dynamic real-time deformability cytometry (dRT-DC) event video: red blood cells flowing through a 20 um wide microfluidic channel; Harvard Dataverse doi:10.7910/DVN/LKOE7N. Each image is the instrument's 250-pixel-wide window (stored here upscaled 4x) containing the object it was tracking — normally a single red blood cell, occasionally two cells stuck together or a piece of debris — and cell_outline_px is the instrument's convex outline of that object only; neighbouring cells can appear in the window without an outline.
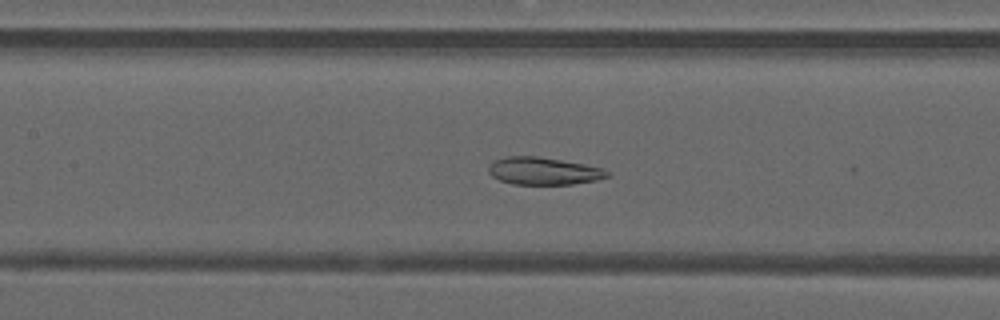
{"species": "common noctule bat (a hibernating species)", "species_latin": "Nyctalus noctula", "temperature_condition": "warm", "stored_images_in_passage": 49, "camera_frame_rate_fps": 3000, "um_per_image_px": 0.085, "animal": {"sex": "male", "forearm_length_mm": 52.5}, "frame": {"image": 1, "passage_image": 22, "time_ms": 7.0, "image_size_px": [1000, 320], "cell_outline_px": [[612, 176], [596, 180], [572, 184], [512, 184], [500, 180], [492, 176], [488, 172], [488, 164], [496, 160], [508, 156], [536, 156], [584, 164], [600, 168], [612, 172]], "centroid_in_image_um": [46.21, 14.54], "position_along_channel_um": 161.2, "area_um2": 18.96}}
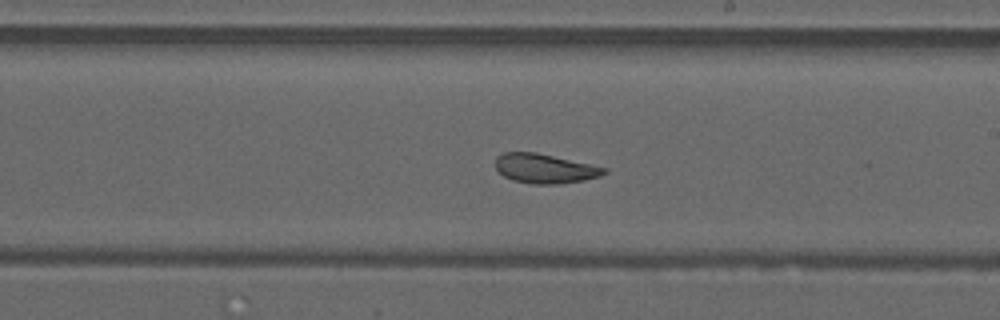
{"frame": {"image": 2, "passage_image": 28, "time_ms": 9.0, "image_size_px": [1000, 320], "cell_outline_px": [[608, 172], [600, 176], [584, 180], [556, 184], [532, 184], [512, 180], [504, 176], [496, 168], [496, 156], [504, 152], [536, 152], [592, 164], [608, 168]], "centroid_in_image_um": [46.33, 14.32], "position_along_channel_um": 242.7, "area_um2": 18.73}}
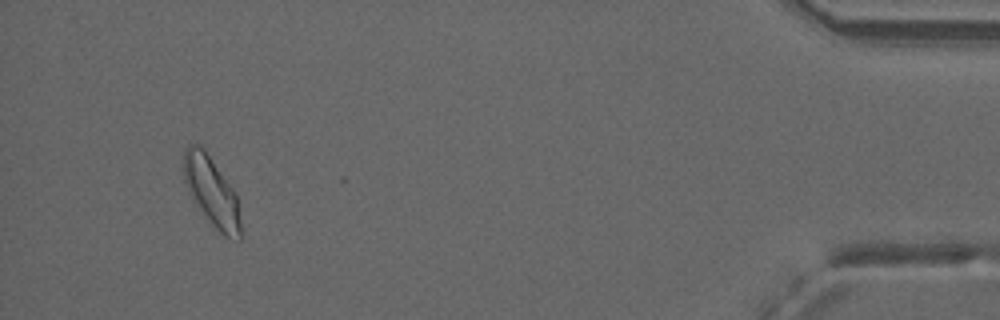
{"frame": {"image": 3, "passage_image": 46, "time_ms": 15.0, "image_size_px": [1000, 320], "cell_outline_px": [[240, 240], [224, 236], [212, 224], [192, 200], [188, 192], [184, 180], [184, 148], [188, 144], [200, 144], [204, 148], [236, 192], [240, 220]], "centroid_in_image_um": [17.97, 16.24], "position_along_channel_um": 417.2, "area_um2": 22.95}, "authors_computed_cell_mechanics": {"area_um2": 21.6172, "velocity_mm_per_s": 4.1004, "shape_relaxation_time_tau1_ms": null, "shape_relaxation_time_tau2_ms": 1.8016, "deformation_change_tau1": null, "deformation_change_tau2": 0.0716}}